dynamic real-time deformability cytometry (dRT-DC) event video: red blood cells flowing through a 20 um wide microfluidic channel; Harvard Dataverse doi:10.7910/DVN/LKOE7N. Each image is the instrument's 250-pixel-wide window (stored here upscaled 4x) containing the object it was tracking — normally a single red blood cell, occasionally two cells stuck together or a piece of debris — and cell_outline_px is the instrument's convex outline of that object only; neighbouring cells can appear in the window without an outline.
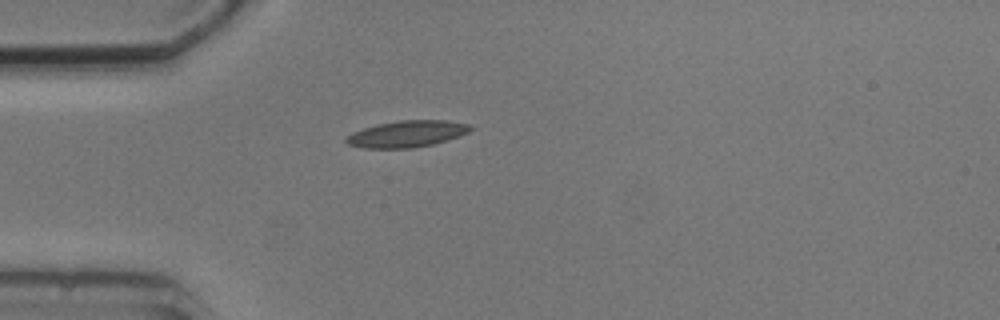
{"species": "common noctule bat (a hibernating species)", "species_latin": "Nyctalus noctula", "temperature_condition": "cold", "stored_images_in_passage": 2, "camera_frame_rate_fps": 3000, "um_per_image_px": 0.085, "animal": {"sex": "male", "body_mass_g": 20.5, "forearm_length_mm": 52.5}, "frame": {"image": 1, "passage_image": 1, "time_ms": 0.0, "image_size_px": [1000, 320], "cell_outline_px": [[472, 128], [468, 132], [460, 136], [448, 140], [432, 144], [412, 148], [364, 148], [348, 144], [344, 140], [352, 132], [376, 124], [400, 120], [448, 120], [472, 124]], "centroid_in_image_um": [34.62, 11.37], "position_along_channel_um": 50.4, "area_um2": 19.31}}